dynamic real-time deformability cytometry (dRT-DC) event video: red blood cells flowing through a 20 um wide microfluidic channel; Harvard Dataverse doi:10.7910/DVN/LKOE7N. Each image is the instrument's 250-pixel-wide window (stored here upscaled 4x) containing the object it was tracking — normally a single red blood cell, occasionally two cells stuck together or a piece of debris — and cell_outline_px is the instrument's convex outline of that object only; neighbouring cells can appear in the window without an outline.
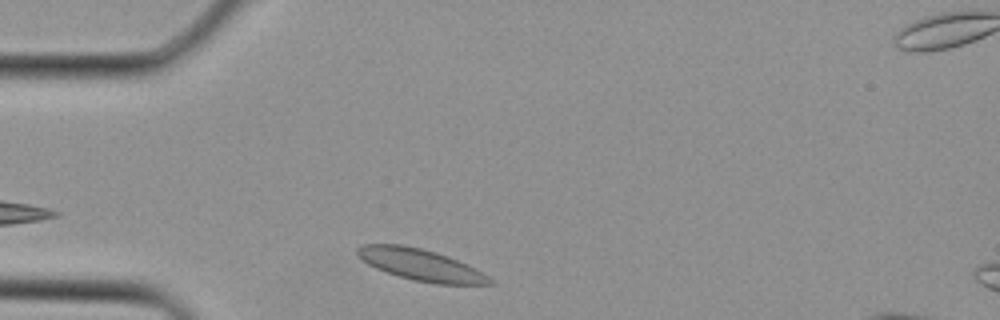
{"species": "Egyptian fruit bat (a non-hibernating species)", "species_latin": "Rousettus aegyptiacus", "temperature_condition": "cold", "stored_images_in_passage": 2, "camera_frame_rate_fps": 3000, "um_per_image_px": 0.085, "animal": {"sex": "female"}, "frame": {"image": 1, "passage_image": 1, "time_ms": 0.0, "image_size_px": [1000, 320], "cell_outline_px": [[496, 284], [436, 284], [412, 280], [376, 268], [368, 264], [356, 256], [356, 248], [360, 244], [400, 244], [420, 248], [436, 252], [456, 260], [496, 280]], "centroid_in_image_um": [35.71, 22.5], "position_along_channel_um": 49.3, "area_um2": 24.1}}